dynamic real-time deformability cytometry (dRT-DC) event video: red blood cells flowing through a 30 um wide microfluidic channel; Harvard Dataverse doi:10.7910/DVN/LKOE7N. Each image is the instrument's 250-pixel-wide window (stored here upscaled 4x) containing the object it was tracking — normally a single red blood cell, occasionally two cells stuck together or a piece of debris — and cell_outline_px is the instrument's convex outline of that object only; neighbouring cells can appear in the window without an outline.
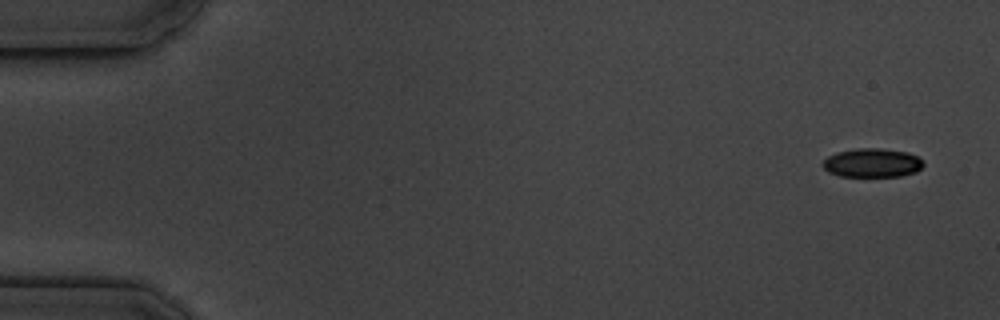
{"species": "common noctule bat (a hibernating species)", "species_latin": "Nyctalus noctula", "temperature_condition": "cold", "stored_images_in_passage": 6, "segment_of_instrument_passage": [1, 2], "camera_frame_rate_fps": 3000, "um_per_image_px": 0.085, "animal": {"sex": "male", "body_mass_g": 19.5, "forearm_length_mm": 54.6}, "frame": {"image": 1, "passage_image": 1, "time_ms": 0.0, "image_size_px": [1000, 320], "cell_outline_px": [[924, 164], [916, 172], [900, 176], [840, 176], [828, 172], [824, 168], [824, 160], [828, 156], [836, 152], [856, 148], [880, 148], [908, 152], [924, 160]], "centroid_in_image_um": [74.16, 13.83], "position_along_channel_um": 10.8, "area_um2": 16.94}}
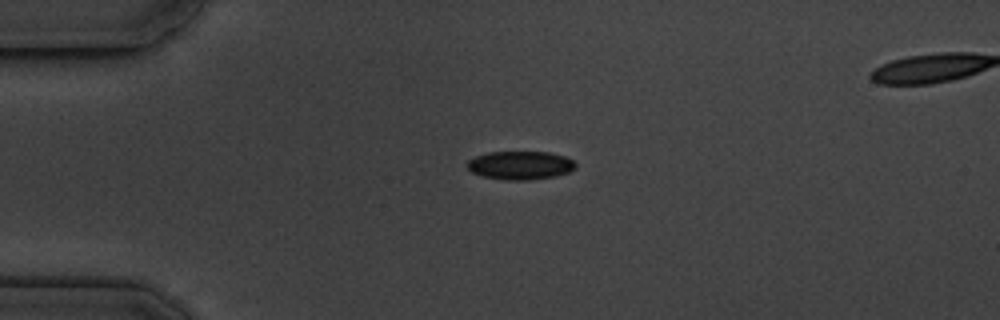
{"frame": {"image": 2, "passage_image": 4, "time_ms": 3.667, "image_size_px": [1000, 320], "cell_outline_px": [[576, 168], [568, 172], [556, 176], [532, 180], [504, 180], [480, 176], [472, 172], [468, 168], [468, 160], [476, 156], [488, 152], [548, 152], [564, 156], [572, 160], [576, 164]], "centroid_in_image_um": [44.22, 14.06], "position_along_channel_um": 40.8, "area_um2": 18.03}}